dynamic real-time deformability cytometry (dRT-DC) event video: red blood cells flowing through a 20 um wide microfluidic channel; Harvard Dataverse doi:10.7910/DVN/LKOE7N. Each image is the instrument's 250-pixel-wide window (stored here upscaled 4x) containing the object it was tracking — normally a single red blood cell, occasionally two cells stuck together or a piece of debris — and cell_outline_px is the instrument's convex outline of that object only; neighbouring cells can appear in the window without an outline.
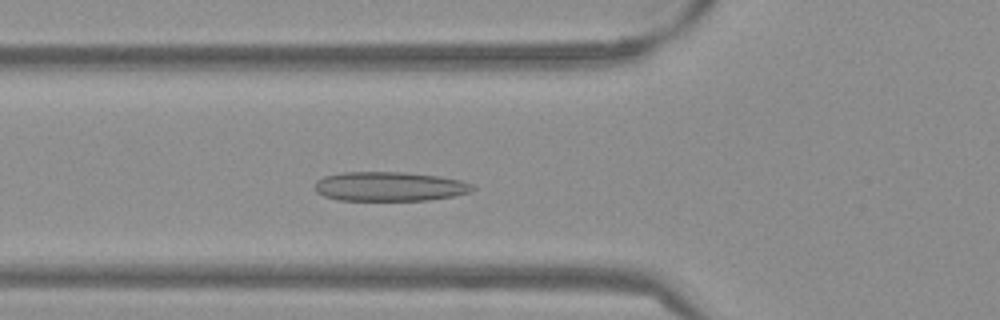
{"species": "Egyptian fruit bat (a non-hibernating species)", "species_latin": "Rousettus aegyptiacus", "temperature_condition": "warm", "stored_images_in_passage": 52, "camera_frame_rate_fps": 3000, "um_per_image_px": 0.085, "frame": {"image": 1, "passage_image": 18, "time_ms": 5.667, "image_size_px": [1000, 320], "cell_outline_px": [[476, 188], [468, 192], [452, 196], [428, 200], [340, 200], [324, 196], [316, 192], [316, 180], [324, 176], [344, 172], [404, 172], [440, 176], [460, 180], [472, 184]], "centroid_in_image_um": [33.11, 15.84], "position_along_channel_um": 92.7, "area_um2": 26.88}}
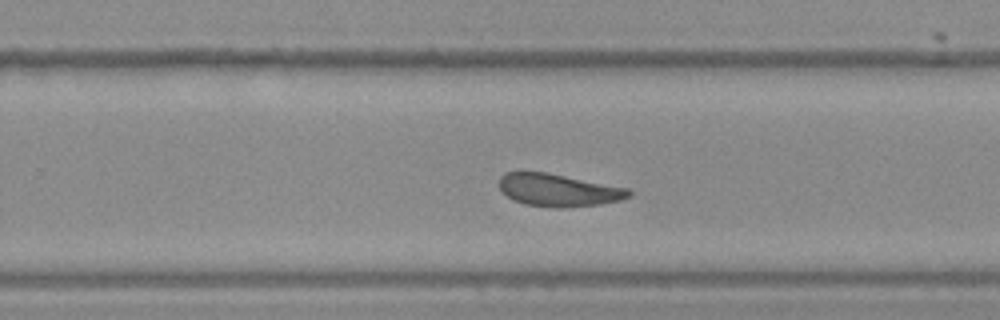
{"frame": {"image": 2, "passage_image": 33, "time_ms": 10.667, "image_size_px": [1000, 320], "cell_outline_px": [[632, 196], [620, 200], [600, 204], [560, 208], [528, 204], [512, 200], [500, 188], [500, 176], [504, 172], [548, 172], [628, 188], [632, 192]], "centroid_in_image_um": [47.49, 16.15], "position_along_channel_um": 282.3, "area_um2": 24.45}}
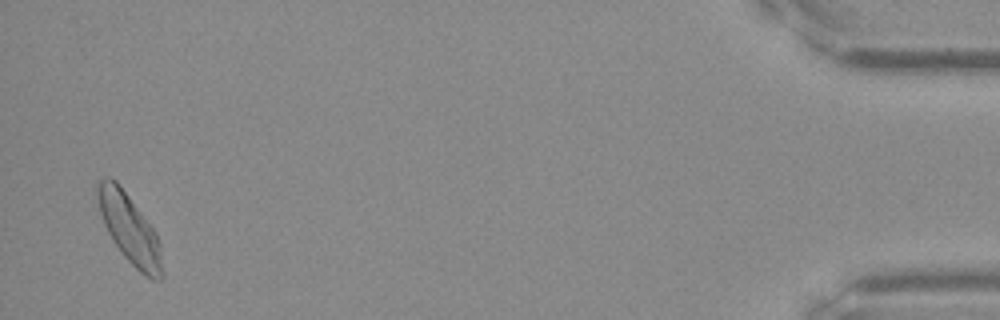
{"frame": {"image": 3, "passage_image": 51, "time_ms": 16.667, "image_size_px": [1000, 320], "cell_outline_px": [[164, 276], [160, 280], [152, 280], [140, 272], [120, 252], [112, 240], [104, 224], [100, 212], [96, 192], [96, 188], [100, 180], [104, 176], [108, 176], [116, 180], [156, 232], [160, 244]], "centroid_in_image_um": [11.02, 19.47], "position_along_channel_um": 424.2, "area_um2": 26.01}, "authors_computed_cell_mechanics": {"area_um2": 25.4609, "velocity_mm_per_s": 3.7957, "shape_relaxation_time_tau1_ms": null, "shape_relaxation_time_tau2_ms": 3.6869, "deformation_change_tau1": null, "deformation_change_tau2": 0.1091}}